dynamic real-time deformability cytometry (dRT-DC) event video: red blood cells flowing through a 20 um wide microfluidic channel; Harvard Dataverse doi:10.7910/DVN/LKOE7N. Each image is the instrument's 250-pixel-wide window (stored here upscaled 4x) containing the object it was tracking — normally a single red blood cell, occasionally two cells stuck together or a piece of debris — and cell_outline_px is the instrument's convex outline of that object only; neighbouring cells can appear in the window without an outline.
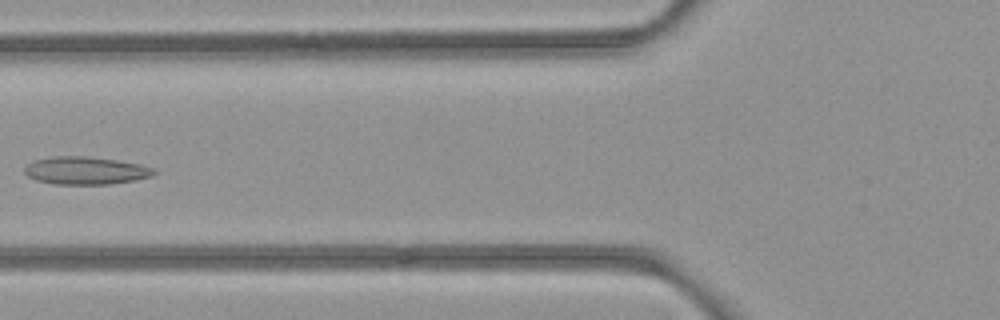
{"species": "common noctule bat (a hibernating species)", "species_latin": "Nyctalus noctula", "temperature_condition": "room temperature", "stored_images_in_passage": 6, "camera_frame_rate_fps": 3000, "um_per_image_px": 0.085, "animal": {"sex": "female", "body_mass_g": 21.9}, "frame": {"image": 1, "passage_image": 5, "time_ms": 1.333, "image_size_px": [1000, 320], "cell_outline_px": [[156, 172], [152, 176], [136, 180], [108, 184], [52, 184], [36, 180], [28, 176], [24, 172], [24, 168], [28, 164], [36, 160], [56, 156], [84, 156], [116, 160], [140, 164], [156, 168]], "centroid_in_image_um": [7.31, 14.5], "position_along_channel_um": 118.5, "area_um2": 20.87}}
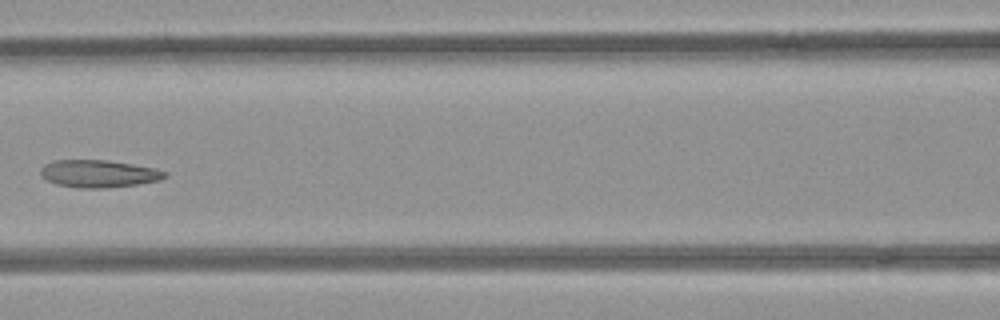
{"frame": {"image": 2, "passage_image": 6, "time_ms": 1.667, "image_size_px": [1000, 320], "cell_outline_px": [[168, 176], [160, 180], [136, 184], [104, 188], [80, 188], [56, 184], [40, 176], [40, 168], [44, 164], [56, 160], [104, 160], [132, 164], [156, 168], [168, 172]], "centroid_in_image_um": [8.39, 14.76], "position_along_channel_um": 158.2, "area_um2": 19.88}}